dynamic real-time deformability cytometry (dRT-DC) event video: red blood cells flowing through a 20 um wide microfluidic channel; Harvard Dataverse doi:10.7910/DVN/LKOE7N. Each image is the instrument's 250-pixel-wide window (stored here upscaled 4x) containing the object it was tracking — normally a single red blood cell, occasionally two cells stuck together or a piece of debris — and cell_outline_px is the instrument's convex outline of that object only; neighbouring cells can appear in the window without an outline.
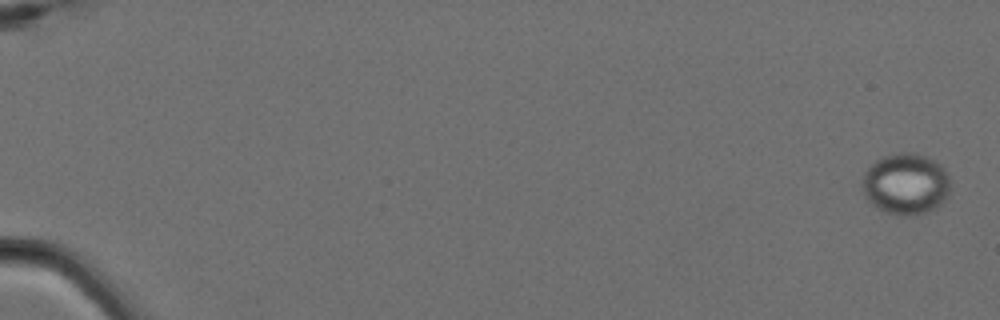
{"species": "Egyptian fruit bat (a non-hibernating species)", "species_latin": "Rousettus aegyptiacus", "temperature_condition": "cold", "stored_images_in_passage": 6, "segment_of_instrument_passage": [1, 2], "camera_frame_rate_fps": 3000, "um_per_image_px": 0.085, "animal": {"sex": "female"}, "frame": {"image": 1, "passage_image": 1, "time_ms": 0.0, "image_size_px": [1000, 320], "cell_outline_px": [[948, 196], [936, 208], [928, 212], [916, 216], [896, 216], [884, 212], [876, 208], [864, 196], [864, 172], [876, 160], [884, 156], [900, 152], [912, 152], [924, 156], [932, 160], [944, 168], [948, 176]], "centroid_in_image_um": [76.98, 15.67], "position_along_channel_um": 8.0, "area_um2": 31.44}}
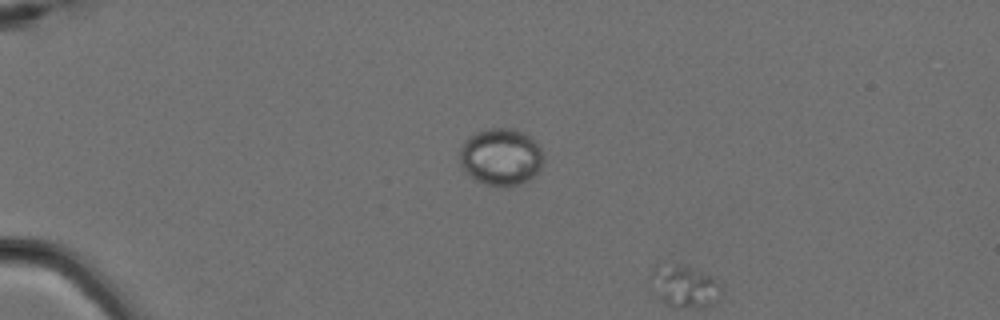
{"frame": {"image": 2, "passage_image": 5, "time_ms": 1.333, "image_size_px": [1000, 320], "cell_outline_px": [[544, 160], [540, 168], [532, 176], [520, 184], [508, 188], [504, 188], [488, 184], [476, 180], [468, 176], [460, 164], [460, 148], [464, 140], [476, 132], [488, 128], [512, 128], [528, 136], [540, 148], [544, 156]], "centroid_in_image_um": [42.54, 13.35], "position_along_channel_um": 42.5, "area_um2": 27.86}}